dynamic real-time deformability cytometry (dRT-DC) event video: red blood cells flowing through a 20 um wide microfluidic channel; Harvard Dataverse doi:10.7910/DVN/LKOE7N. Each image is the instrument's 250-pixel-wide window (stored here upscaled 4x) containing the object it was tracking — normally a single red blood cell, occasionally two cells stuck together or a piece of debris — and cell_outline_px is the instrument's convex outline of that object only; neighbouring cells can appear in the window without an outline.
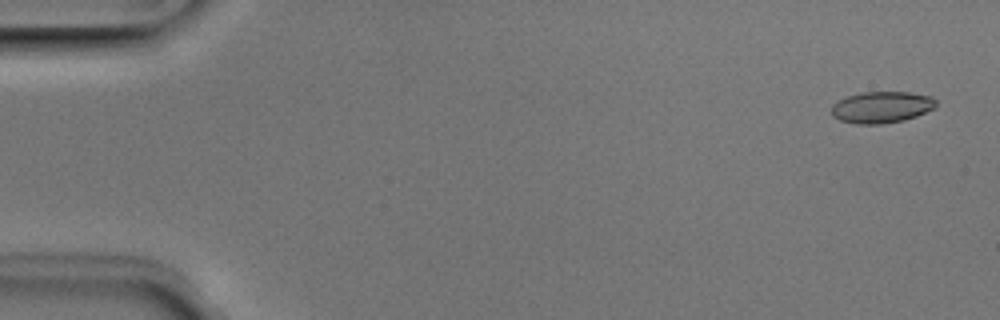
{"species": "Egyptian fruit bat (a non-hibernating species)", "species_latin": "Rousettus aegyptiacus", "temperature_condition": "room temperature", "stored_images_in_passage": 52, "segment_of_instrument_passage": [1, 2], "camera_frame_rate_fps": 3000, "um_per_image_px": 0.085, "animal": {"sex": "male"}, "frame": {"image": 1, "passage_image": 2, "time_ms": 0.333, "image_size_px": [1000, 320], "cell_outline_px": [[936, 108], [916, 116], [904, 120], [880, 124], [856, 124], [840, 120], [832, 116], [832, 104], [836, 100], [860, 92], [908, 92], [932, 96], [936, 100]], "centroid_in_image_um": [74.93, 9.11], "position_along_channel_um": 10.1, "area_um2": 19.36}}
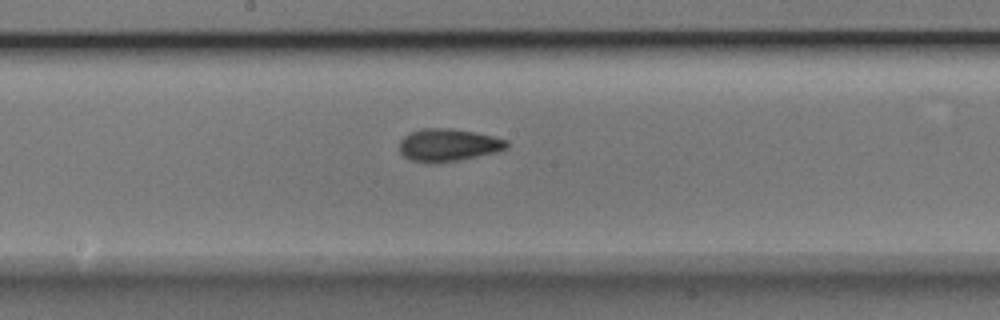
{"frame": {"image": 2, "passage_image": 27, "time_ms": 8.667, "image_size_px": [1000, 320], "cell_outline_px": [[508, 148], [496, 152], [460, 160], [436, 164], [428, 164], [408, 160], [400, 152], [400, 140], [408, 132], [424, 128], [452, 128], [492, 136], [508, 140]], "centroid_in_image_um": [38.06, 12.35], "position_along_channel_um": 210.1, "area_um2": 20.69}}
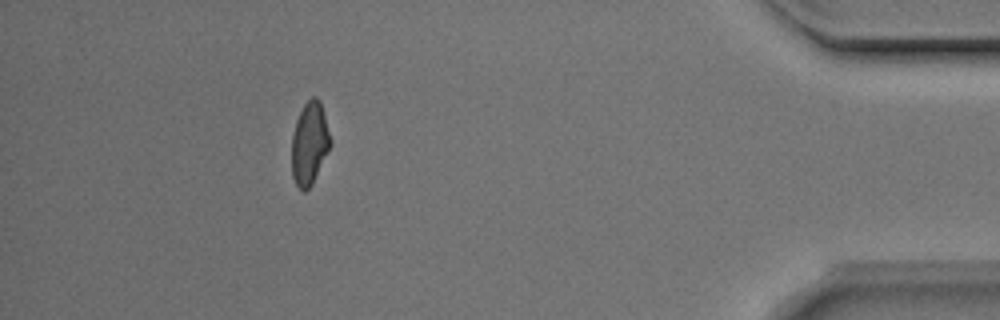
{"frame": {"image": 3, "passage_image": 46, "time_ms": 15.0, "image_size_px": [1000, 320], "cell_outline_px": [[332, 144], [312, 184], [304, 192], [296, 184], [292, 176], [292, 136], [296, 120], [304, 104], [312, 96], [316, 96], [320, 100], [332, 140]], "centroid_in_image_um": [26.32, 12.17], "position_along_channel_um": 408.9, "area_um2": 18.67}}